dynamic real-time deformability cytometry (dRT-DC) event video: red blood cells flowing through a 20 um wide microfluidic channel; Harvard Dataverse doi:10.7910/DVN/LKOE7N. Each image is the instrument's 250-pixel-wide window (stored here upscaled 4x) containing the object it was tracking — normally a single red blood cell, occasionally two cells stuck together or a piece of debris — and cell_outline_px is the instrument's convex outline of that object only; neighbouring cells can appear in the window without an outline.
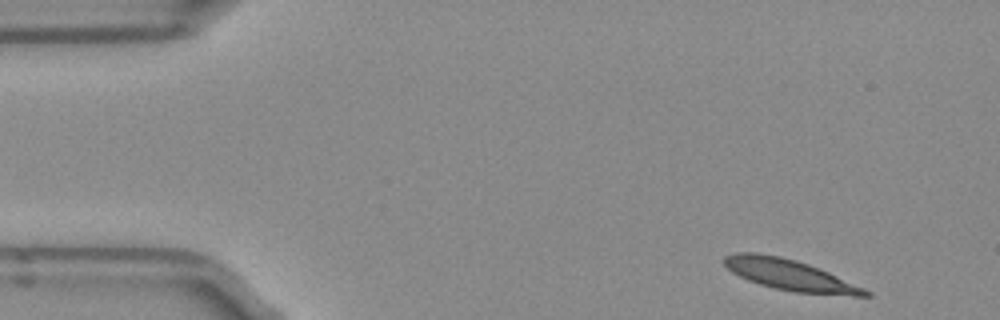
{"species": "Egyptian fruit bat (a non-hibernating species)", "species_latin": "Rousettus aegyptiacus", "temperature_condition": "room temperature", "stored_images_in_passage": 47, "camera_frame_rate_fps": 3000, "um_per_image_px": 0.085, "frame": {"image": 1, "passage_image": 1, "time_ms": 0.0, "image_size_px": [1000, 320], "cell_outline_px": [[872, 296], [852, 296], [796, 292], [776, 288], [760, 284], [748, 280], [732, 272], [724, 264], [724, 256], [736, 252], [756, 252], [780, 256], [796, 260], [808, 264], [828, 272], [864, 288], [872, 292]], "centroid_in_image_um": [67.14, 23.36], "position_along_channel_um": 17.9, "area_um2": 25.2}}
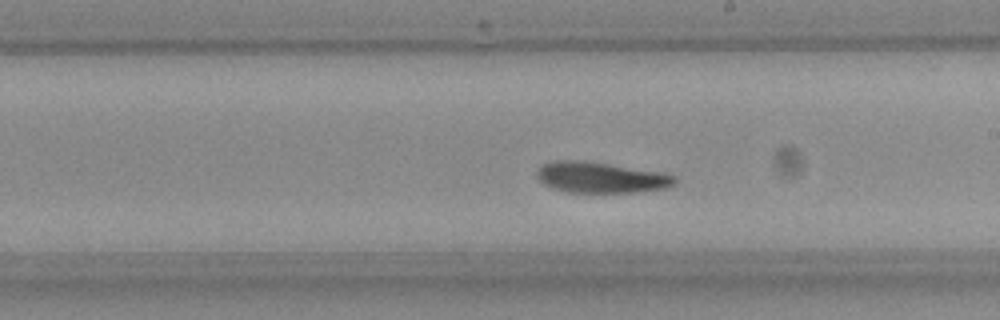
{"frame": {"image": 2, "passage_image": 25, "time_ms": 8.0, "image_size_px": [1000, 320], "cell_outline_px": [[676, 184], [664, 188], [636, 192], [568, 192], [552, 188], [544, 184], [536, 176], [536, 172], [544, 164], [552, 160], [584, 160], [664, 172], [676, 176]], "centroid_in_image_um": [51.08, 15.07], "position_along_channel_um": 237.9, "area_um2": 24.91}}
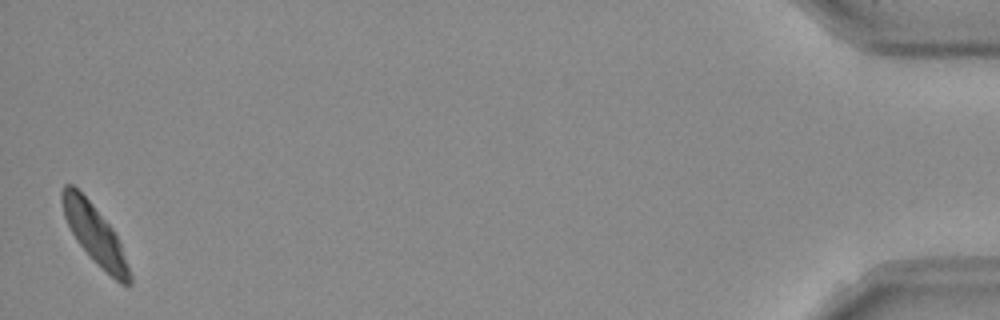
{"frame": {"image": 3, "passage_image": 47, "time_ms": 15.333, "image_size_px": [1000, 320], "cell_outline_px": [[132, 284], [120, 284], [76, 240], [64, 216], [60, 200], [60, 192], [64, 184], [72, 184], [92, 204], [112, 228], [120, 240], [132, 276]], "centroid_in_image_um": [8.06, 19.87], "position_along_channel_um": 427.1, "area_um2": 22.48}, "authors_computed_cell_mechanics": {"area_um2": 24.7962, "velocity_mm_per_s": 3.8881, "shape_relaxation_time_tau1_ms": 3.7628, "shape_relaxation_time_tau2_ms": 1.9237, "deformation_change_tau1": 0.159, "deformation_change_tau2": 0.0825}}